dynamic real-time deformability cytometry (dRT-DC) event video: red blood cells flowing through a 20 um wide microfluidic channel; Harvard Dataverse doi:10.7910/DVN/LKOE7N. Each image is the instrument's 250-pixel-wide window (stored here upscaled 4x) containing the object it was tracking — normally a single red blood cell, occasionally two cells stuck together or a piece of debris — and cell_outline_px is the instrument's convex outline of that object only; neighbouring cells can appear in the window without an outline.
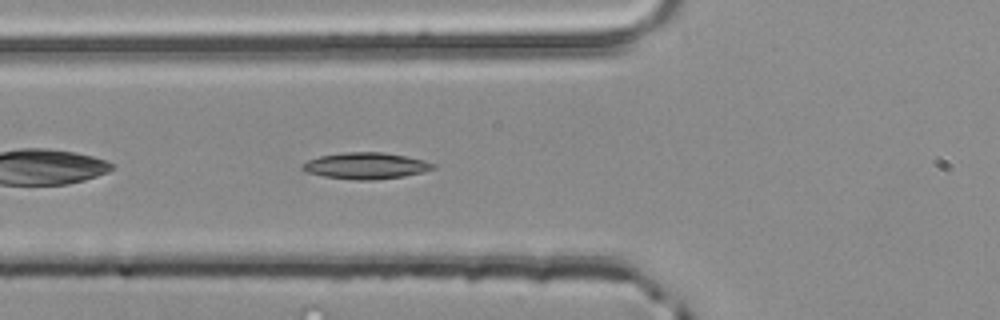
{"species": "common noctule bat (a hibernating species)", "species_latin": "Nyctalus noctula", "temperature_condition": "room temperature", "stored_images_in_passage": 37, "camera_frame_rate_fps": 3000, "um_per_image_px": 0.085, "animal": {"sex": "male", "body_mass_g": 20.4}, "frame": {"image": 1, "passage_image": 4, "time_ms": 1.0, "image_size_px": [1000, 320], "cell_outline_px": [[436, 168], [424, 172], [404, 176], [376, 180], [356, 180], [324, 176], [308, 172], [300, 168], [300, 164], [308, 160], [320, 156], [344, 152], [384, 152], [408, 156], [424, 160], [436, 164]], "centroid_in_image_um": [31.13, 14.08], "position_along_channel_um": 94.7, "area_um2": 20.29}}
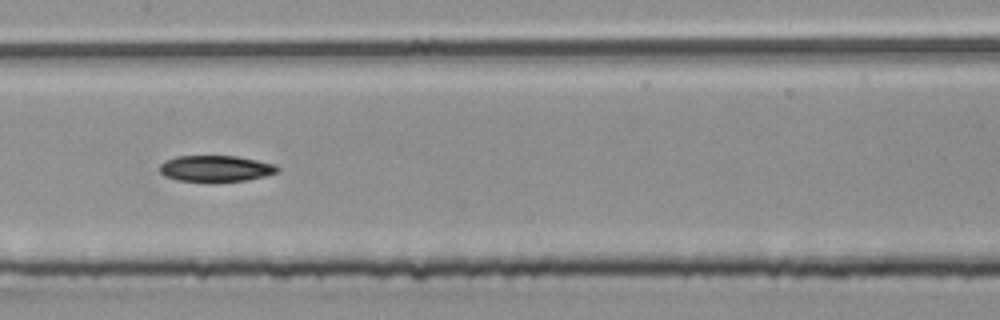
{"frame": {"image": 2, "passage_image": 11, "time_ms": 3.333, "image_size_px": [1000, 320], "cell_outline_px": [[280, 168], [276, 172], [264, 176], [244, 180], [176, 180], [164, 176], [160, 172], [160, 164], [164, 160], [176, 156], [236, 156], [276, 164]], "centroid_in_image_um": [18.3, 14.29], "position_along_channel_um": 189.1, "area_um2": 17.57}}
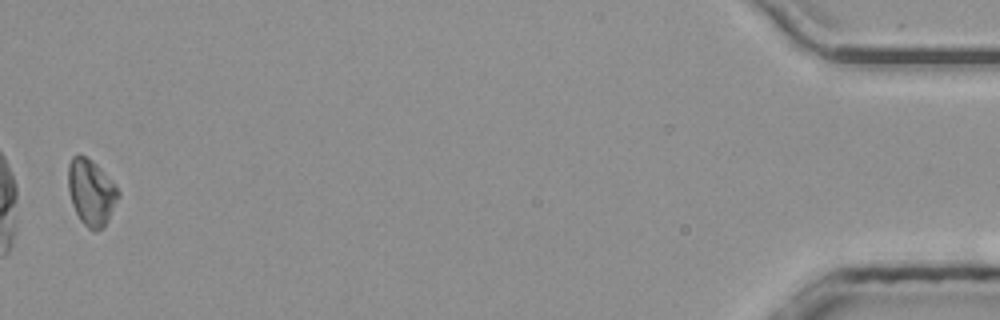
{"frame": {"image": 3, "passage_image": 36, "time_ms": 11.667, "image_size_px": [1000, 320], "cell_outline_px": [[120, 196], [104, 228], [96, 232], [92, 232], [80, 220], [72, 204], [68, 192], [68, 164], [72, 156], [84, 156], [92, 160], [100, 168], [120, 192]], "centroid_in_image_um": [7.74, 16.39], "position_along_channel_um": 427.5, "area_um2": 19.31}}